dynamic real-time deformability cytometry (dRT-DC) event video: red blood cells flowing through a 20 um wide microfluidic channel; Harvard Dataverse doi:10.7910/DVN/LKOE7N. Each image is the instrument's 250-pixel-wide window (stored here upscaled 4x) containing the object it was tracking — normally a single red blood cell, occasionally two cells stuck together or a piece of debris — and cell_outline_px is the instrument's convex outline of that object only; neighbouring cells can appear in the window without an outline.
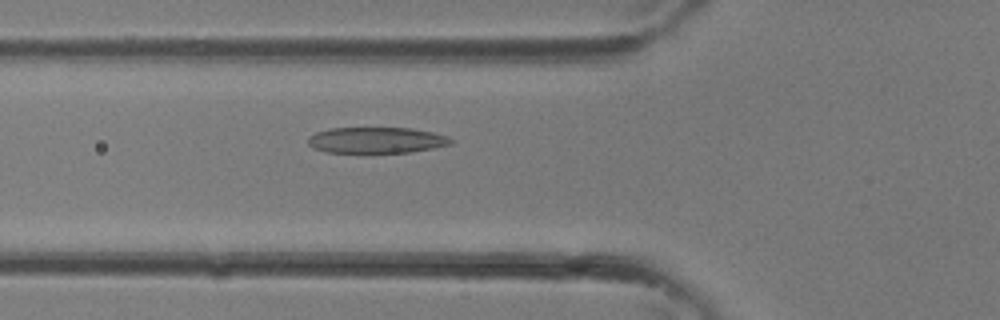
{"species": "common noctule bat (a hibernating species)", "species_latin": "Nyctalus noctula", "temperature_condition": "room temperature", "stored_images_in_passage": 27, "camera_frame_rate_fps": 3000, "um_per_image_px": 0.085, "animal": {"sex": "female"}, "frame": {"image": 1, "passage_image": 6, "time_ms": 1.667, "image_size_px": [1000, 320], "cell_outline_px": [[452, 144], [412, 152], [368, 156], [360, 156], [324, 152], [312, 148], [308, 144], [308, 136], [316, 132], [328, 128], [412, 128], [432, 132], [448, 136], [452, 140]], "centroid_in_image_um": [31.91, 11.98], "position_along_channel_um": 93.9, "area_um2": 23.06}}
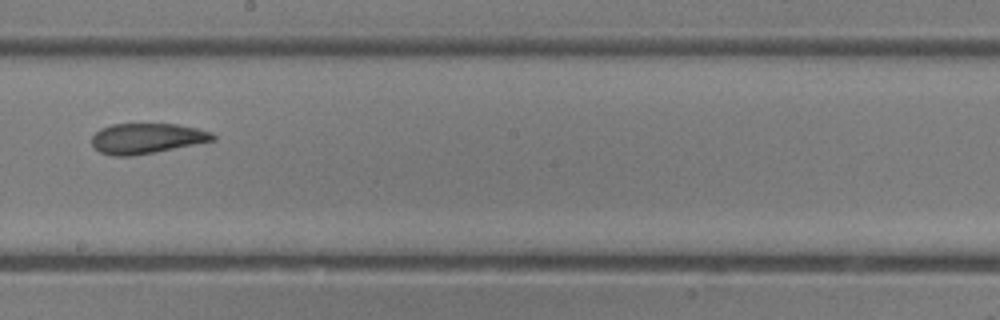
{"frame": {"image": 2, "passage_image": 13, "time_ms": 4.0, "image_size_px": [1000, 320], "cell_outline_px": [[216, 140], [156, 152], [132, 156], [112, 156], [100, 152], [92, 144], [92, 136], [100, 128], [112, 124], [176, 124], [196, 128], [212, 132], [216, 136]], "centroid_in_image_um": [12.48, 11.77], "position_along_channel_um": 235.7, "area_um2": 21.44}}
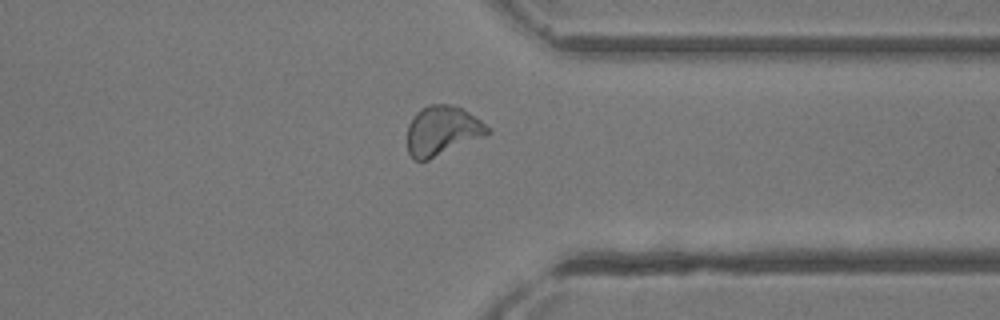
{"frame": {"image": 3, "passage_image": 20, "time_ms": 6.333, "image_size_px": [1000, 320], "cell_outline_px": [[492, 132], [484, 136], [428, 160], [416, 160], [408, 152], [408, 124], [412, 116], [420, 108], [428, 104], [452, 104], [464, 108], [492, 128]], "centroid_in_image_um": [37.61, 11.07], "position_along_channel_um": 373.8, "area_um2": 23.35}}